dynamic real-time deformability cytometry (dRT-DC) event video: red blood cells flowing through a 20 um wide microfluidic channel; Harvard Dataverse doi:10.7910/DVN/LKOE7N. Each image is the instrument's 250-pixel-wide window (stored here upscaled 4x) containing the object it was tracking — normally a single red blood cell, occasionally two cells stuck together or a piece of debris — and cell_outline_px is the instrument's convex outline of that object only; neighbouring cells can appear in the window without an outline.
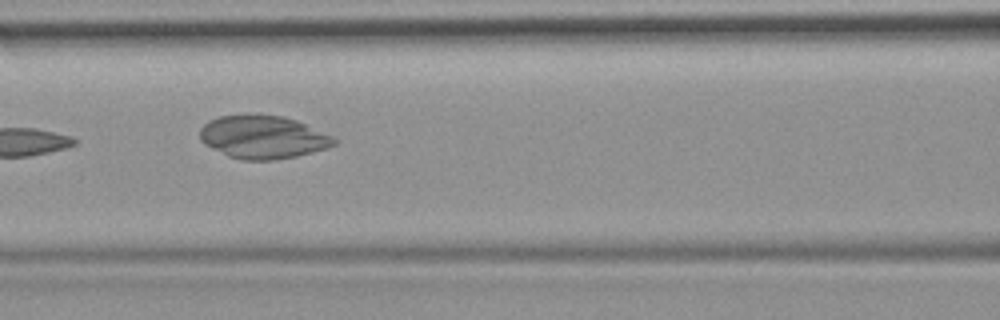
{"species": "common noctule bat (a hibernating species)", "species_latin": "Nyctalus noctula", "temperature_condition": "room temperature", "stored_images_in_passage": 13, "camera_frame_rate_fps": 3000, "um_per_image_px": 0.085, "animal": {"sex": "female", "body_mass_g": 19.9}, "frame": {"image": 1, "passage_image": 6, "time_ms": 1.667, "image_size_px": [1000, 320], "cell_outline_px": [[340, 140], [336, 144], [324, 148], [296, 156], [272, 160], [244, 160], [228, 156], [204, 144], [200, 140], [200, 128], [208, 120], [220, 116], [244, 112], [256, 112], [284, 116], [296, 120], [332, 136]], "centroid_in_image_um": [22.31, 11.61], "position_along_channel_um": 144.3, "area_um2": 34.22}}